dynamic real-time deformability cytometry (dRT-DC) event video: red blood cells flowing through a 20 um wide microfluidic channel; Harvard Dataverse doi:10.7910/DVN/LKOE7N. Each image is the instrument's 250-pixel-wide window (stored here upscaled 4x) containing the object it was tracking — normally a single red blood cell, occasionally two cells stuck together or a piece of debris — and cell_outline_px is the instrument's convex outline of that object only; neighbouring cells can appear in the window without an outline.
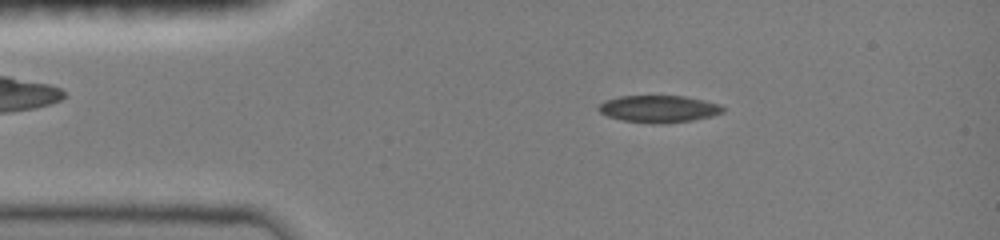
{"species": "common noctule bat (a hibernating species)", "species_latin": "Nyctalus noctula", "temperature_condition": "room temperature", "stored_images_in_passage": 46, "camera_frame_rate_fps": 3000, "um_per_image_px": 0.085, "animal": {"sex": "female", "body_mass_g": 19.0, "forearm_length_mm": 51.5}, "frame": {"image": 1, "passage_image": 7, "time_ms": 2.0, "image_size_px": [1000, 240], "cell_outline_px": [[724, 112], [712, 116], [692, 120], [664, 124], [652, 124], [620, 120], [608, 116], [600, 112], [596, 108], [604, 100], [620, 96], [684, 96], [704, 100], [720, 104], [724, 108]], "centroid_in_image_um": [55.98, 9.26], "position_along_channel_um": 29.0, "area_um2": 19.83}}
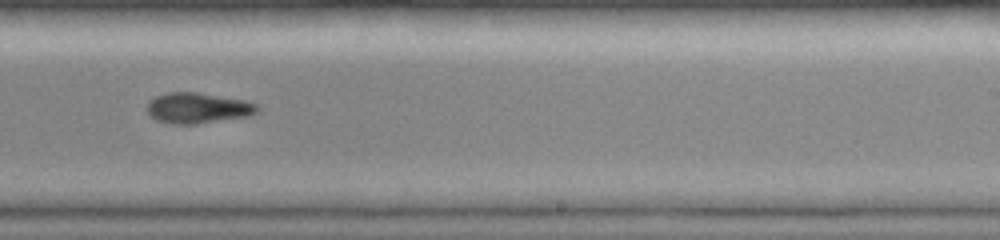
{"frame": {"image": 2, "passage_image": 28, "time_ms": 9.0, "image_size_px": [1000, 240], "cell_outline_px": [[260, 112], [252, 116], [196, 124], [172, 124], [156, 120], [148, 112], [148, 104], [156, 96], [168, 92], [196, 92], [248, 100], [256, 104], [260, 108]], "centroid_in_image_um": [16.91, 9.19], "position_along_channel_um": 272.1, "area_um2": 19.88}}
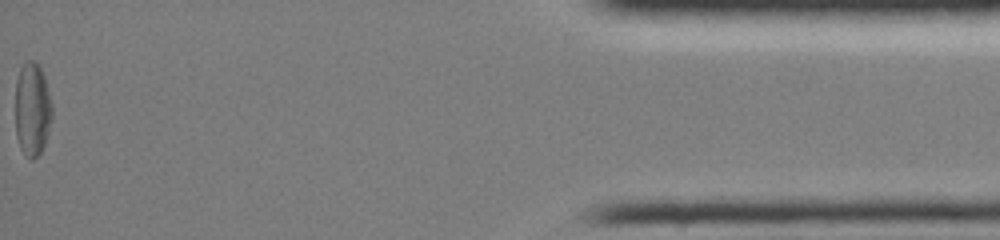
{"frame": {"image": 3, "passage_image": 46, "time_ms": 15.0, "image_size_px": [1000, 240], "cell_outline_px": [[52, 116], [48, 132], [44, 144], [40, 152], [32, 160], [28, 160], [20, 148], [16, 136], [16, 80], [20, 68], [24, 60], [36, 60], [44, 76], [52, 104]], "centroid_in_image_um": [2.74, 9.27], "position_along_channel_um": 432.5, "area_um2": 20.17}, "authors_computed_cell_mechanics": {"area_um2": 20.0566, "velocity_mm_per_s": 4.0634, "shape_relaxation_time_tau1_ms": 4.4085, "shape_relaxation_time_tau2_ms": null, "deformation_change_tau1": 0.1306, "deformation_change_tau2": null}}